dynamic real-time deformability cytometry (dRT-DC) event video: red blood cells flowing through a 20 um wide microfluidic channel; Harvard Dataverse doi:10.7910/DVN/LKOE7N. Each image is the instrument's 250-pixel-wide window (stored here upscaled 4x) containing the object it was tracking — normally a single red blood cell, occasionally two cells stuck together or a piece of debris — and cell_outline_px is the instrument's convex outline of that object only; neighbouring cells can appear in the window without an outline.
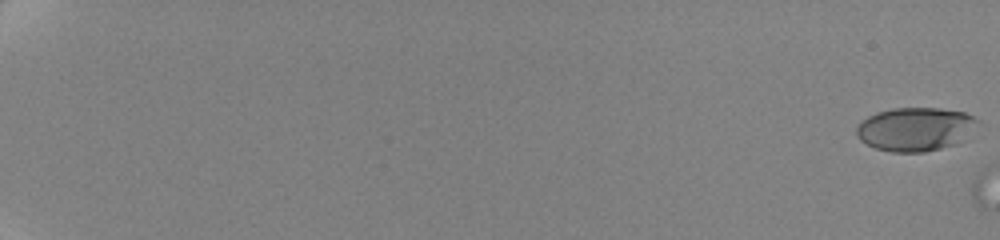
{"species": "human", "species_latin": "Homo sapiens", "temperature_condition": "cold", "stored_images_in_passage": 2, "camera_frame_rate_fps": 3000, "um_per_image_px": 0.085, "donor": {"sex": "female"}, "frame": {"image": 1, "passage_image": 1, "time_ms": 0.0, "image_size_px": [1000, 240], "cell_outline_px": [[980, 120], [952, 144], [940, 148], [924, 152], [892, 152], [876, 148], [860, 140], [856, 136], [856, 128], [868, 116], [876, 112], [892, 108], [940, 108], [964, 112]], "centroid_in_image_um": [77.7, 10.96], "position_along_channel_um": 7.3, "area_um2": 30.0}}